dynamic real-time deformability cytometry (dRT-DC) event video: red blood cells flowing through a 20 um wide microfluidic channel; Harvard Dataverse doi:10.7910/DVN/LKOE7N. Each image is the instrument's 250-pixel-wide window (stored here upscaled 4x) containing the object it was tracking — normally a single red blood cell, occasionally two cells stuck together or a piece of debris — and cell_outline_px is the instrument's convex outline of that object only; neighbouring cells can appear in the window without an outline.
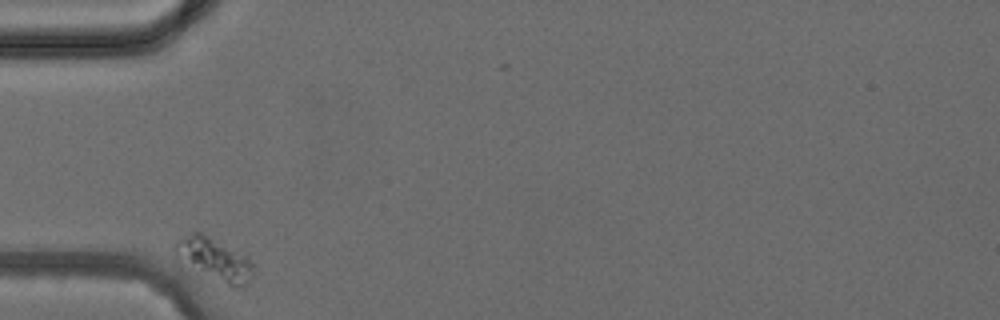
{"species": "common noctule bat (a hibernating species)", "species_latin": "Nyctalus noctula", "temperature_condition": "cold", "stored_images_in_passage": 3, "camera_frame_rate_fps": 3000, "um_per_image_px": 0.085, "animal": {"sex": "female", "body_mass_g": 24.6, "forearm_length_mm": 56.2}, "frame": {"image": 1, "passage_image": 1, "time_ms": 0.0, "image_size_px": [1000, 320], "cell_outline_px": [[252, 276], [248, 284], [244, 288], [232, 288], [180, 264], [176, 260], [172, 248], [172, 244], [176, 240], [192, 232], [200, 232], [248, 256], [252, 264]], "centroid_in_image_um": [18.14, 22.07], "position_along_channel_um": 66.9, "area_um2": 20.11}}